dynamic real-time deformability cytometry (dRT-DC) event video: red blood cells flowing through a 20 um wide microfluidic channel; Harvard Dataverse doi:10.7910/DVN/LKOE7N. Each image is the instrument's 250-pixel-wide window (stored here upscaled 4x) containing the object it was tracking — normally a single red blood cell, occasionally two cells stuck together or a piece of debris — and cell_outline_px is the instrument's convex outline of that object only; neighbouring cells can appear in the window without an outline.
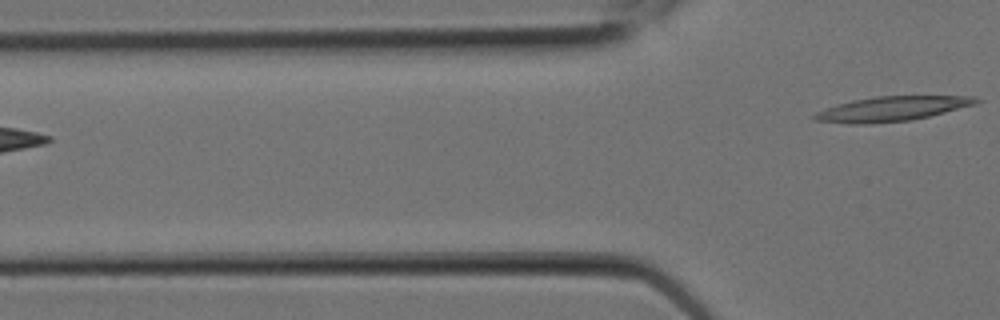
{"species": "Egyptian fruit bat (a non-hibernating species)", "species_latin": "Rousettus aegyptiacus", "temperature_condition": "room temperature", "stored_images_in_passage": 4, "segment_of_instrument_passage": [2, 2], "camera_frame_rate_fps": 3000, "um_per_image_px": 0.085, "animal": {"sex": "female"}, "frame": {"image": 1, "passage_image": 4, "time_ms": 1.0, "image_size_px": [1000, 320], "cell_outline_px": [[980, 100], [976, 104], [912, 120], [868, 124], [848, 124], [812, 120], [812, 116], [816, 112], [836, 104], [852, 100], [876, 96], [976, 96]], "centroid_in_image_um": [75.76, 9.25], "position_along_channel_um": 50.0, "area_um2": 23.29}}